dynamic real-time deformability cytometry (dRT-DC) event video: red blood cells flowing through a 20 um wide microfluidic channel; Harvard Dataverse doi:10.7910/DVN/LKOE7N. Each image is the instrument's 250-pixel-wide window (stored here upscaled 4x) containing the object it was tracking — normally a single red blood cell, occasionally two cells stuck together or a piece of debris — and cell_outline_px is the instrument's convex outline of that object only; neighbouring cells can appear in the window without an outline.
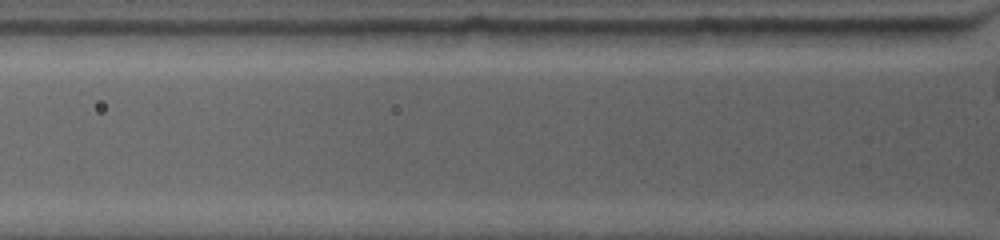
{"species": "common noctule bat (a hibernating species)", "species_latin": "Nyctalus noctula", "temperature_condition": "warm", "stored_images_in_passage": 2, "segment_of_instrument_passage": [2, 2], "camera_frame_rate_fps": 4500, "um_per_image_px": 0.085, "animal": {"sex": "female", "body_mass_g": 19.0, "forearm_length_mm": 53.3}, "frame": {"image": 1, "passage_image": 2, "time_ms": 0.222, "image_size_px": [1000, 240], "cell_outline_px": [[964, 36], [920, 44], [868, 44], [864, 40], [856, 28], [964, 28]], "centroid_in_image_um": [77.2, 2.99], "position_along_channel_um": 48.6, "area_um2": 10.58}}